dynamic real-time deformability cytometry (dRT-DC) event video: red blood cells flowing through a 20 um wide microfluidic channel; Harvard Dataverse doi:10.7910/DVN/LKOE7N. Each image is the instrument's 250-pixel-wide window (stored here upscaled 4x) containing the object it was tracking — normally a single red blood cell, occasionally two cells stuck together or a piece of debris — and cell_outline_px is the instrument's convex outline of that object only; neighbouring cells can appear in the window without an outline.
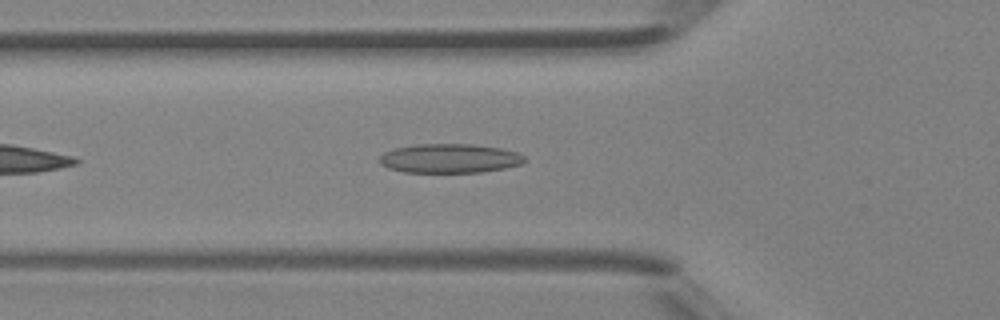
{"species": "Egyptian fruit bat (a non-hibernating species)", "species_latin": "Rousettus aegyptiacus", "temperature_condition": "room temperature", "stored_images_in_passage": 35, "camera_frame_rate_fps": 3000, "um_per_image_px": 0.085, "animal": {"sex": "female"}, "frame": {"image": 1, "passage_image": 5, "time_ms": 1.333, "image_size_px": [1000, 320], "cell_outline_px": [[524, 164], [504, 168], [480, 172], [404, 172], [388, 168], [380, 164], [380, 156], [384, 152], [396, 148], [420, 144], [468, 144], [500, 148], [516, 152], [524, 156]], "centroid_in_image_um": [38.21, 13.47], "position_along_channel_um": 87.6, "area_um2": 24.45}}
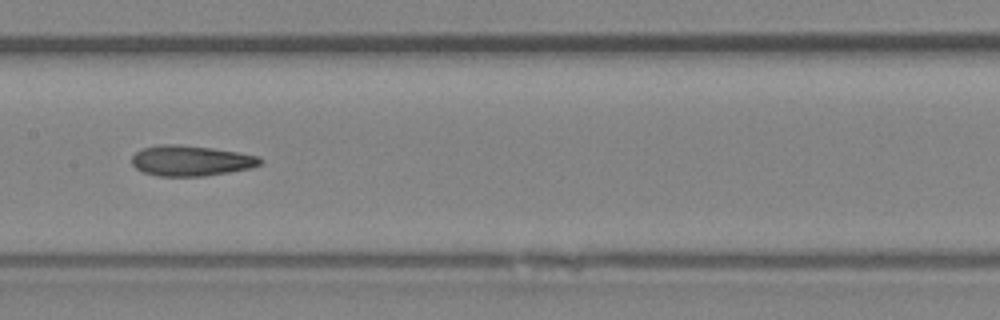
{"frame": {"image": 2, "passage_image": 12, "time_ms": 3.667, "image_size_px": [1000, 320], "cell_outline_px": [[264, 160], [260, 164], [252, 168], [204, 176], [160, 176], [144, 172], [136, 168], [132, 164], [132, 156], [140, 148], [160, 144], [180, 144], [212, 148], [260, 156]], "centroid_in_image_um": [16.23, 13.65], "position_along_channel_um": 191.2, "area_um2": 22.89}}
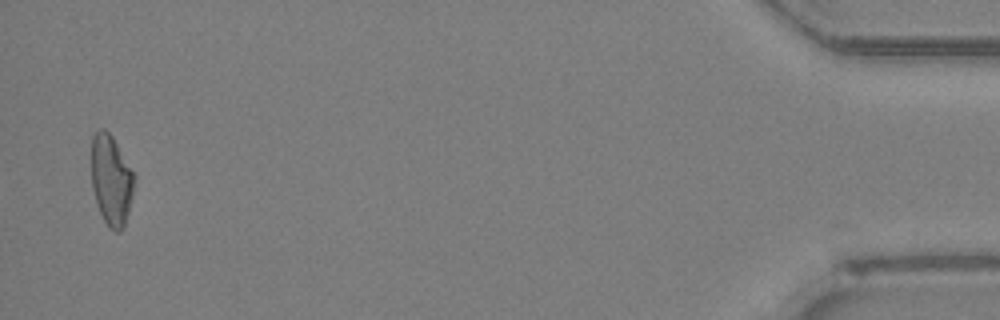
{"frame": {"image": 3, "passage_image": 34, "time_ms": 11.0, "image_size_px": [1000, 320], "cell_outline_px": [[136, 180], [124, 228], [120, 232], [116, 232], [108, 228], [96, 204], [92, 188], [92, 136], [100, 128], [104, 128], [112, 136], [136, 176]], "centroid_in_image_um": [9.46, 15.33], "position_along_channel_um": 425.7, "area_um2": 22.72}, "authors_computed_cell_mechanics": {"area_um2": 22.7154, "velocity_mm_per_s": 4.4442, "shape_relaxation_time_tau1_ms": null, "shape_relaxation_time_tau2_ms": 4.2529, "deformation_change_tau1": null, "deformation_change_tau2": 0.1401}}